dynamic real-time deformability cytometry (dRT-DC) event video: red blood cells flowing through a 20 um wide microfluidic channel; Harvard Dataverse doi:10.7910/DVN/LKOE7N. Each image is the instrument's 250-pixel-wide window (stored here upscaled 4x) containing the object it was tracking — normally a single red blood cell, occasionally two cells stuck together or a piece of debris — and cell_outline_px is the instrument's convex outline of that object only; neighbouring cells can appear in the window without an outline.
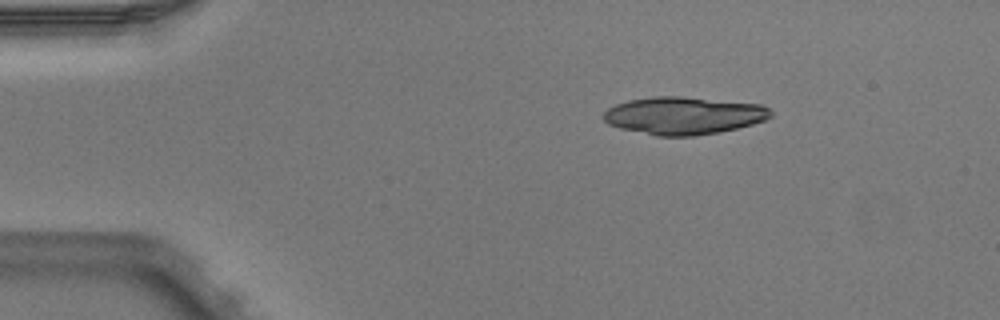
{"species": "Egyptian fruit bat (a non-hibernating species)", "species_latin": "Rousettus aegyptiacus", "temperature_condition": "warm", "stored_images_in_passage": 4, "camera_frame_rate_fps": 3000, "um_per_image_px": 0.085, "animal": {"sex": "male"}, "frame": {"image": 1, "passage_image": 1, "time_ms": 0.0, "image_size_px": [1000, 320], "cell_outline_px": [[772, 116], [764, 120], [752, 124], [736, 128], [716, 132], [692, 136], [656, 136], [620, 128], [608, 124], [604, 120], [604, 112], [608, 108], [616, 104], [628, 100], [656, 96], [680, 96], [760, 104], [768, 108], [772, 112]], "centroid_in_image_um": [58.09, 9.82], "position_along_channel_um": 26.9, "area_um2": 36.41}}
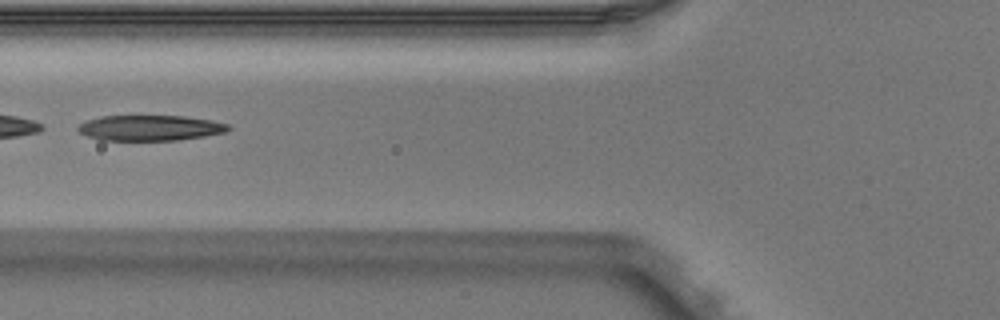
{"frame": {"image": 2, "passage_image": 4, "time_ms": 1.0, "image_size_px": [1000, 320], "cell_outline_px": [[232, 128], [224, 132], [204, 136], [176, 140], [100, 140], [88, 136], [80, 132], [76, 128], [80, 124], [88, 120], [104, 116], [184, 116], [212, 120], [228, 124]], "centroid_in_image_um": [12.77, 10.87], "position_along_channel_um": 113.0, "area_um2": 22.14}}